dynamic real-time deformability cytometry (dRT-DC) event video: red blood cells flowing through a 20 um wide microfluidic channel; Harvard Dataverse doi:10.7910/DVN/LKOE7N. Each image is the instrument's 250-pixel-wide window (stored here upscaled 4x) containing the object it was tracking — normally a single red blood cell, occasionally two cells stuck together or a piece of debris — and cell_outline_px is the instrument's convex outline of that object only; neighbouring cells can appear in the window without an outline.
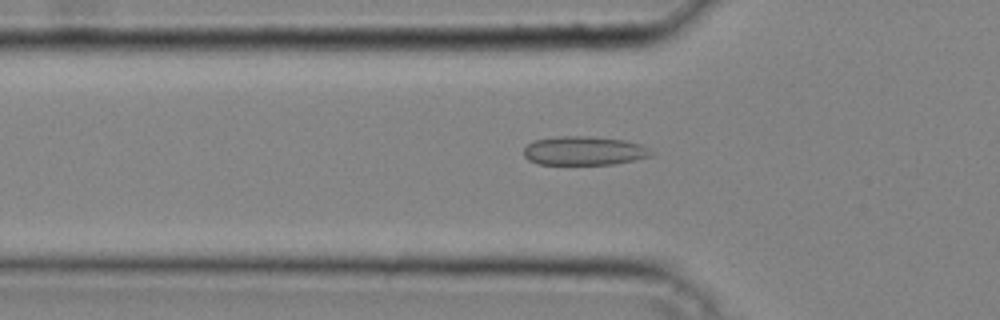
{"species": "common noctule bat (a hibernating species)", "species_latin": "Nyctalus noctula", "temperature_condition": "cold", "stored_images_in_passage": 32, "camera_frame_rate_fps": 3000, "um_per_image_px": 0.085, "animal": {"sex": "male", "body_mass_g": 20.4}, "frame": {"image": 1, "passage_image": 6, "time_ms": 1.667, "image_size_px": [1000, 320], "cell_outline_px": [[656, 152], [652, 156], [612, 164], [536, 164], [528, 160], [524, 156], [524, 144], [532, 140], [560, 136], [588, 136], [624, 140], [640, 144]], "centroid_in_image_um": [49.61, 12.81], "position_along_channel_um": 76.2, "area_um2": 21.62}}
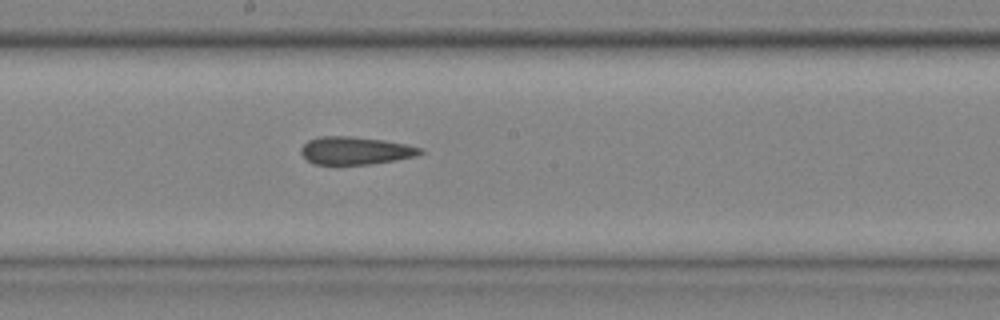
{"frame": {"image": 2, "passage_image": 15, "time_ms": 4.667, "image_size_px": [1000, 320], "cell_outline_px": [[424, 152], [416, 156], [396, 160], [372, 164], [312, 164], [300, 152], [300, 148], [308, 140], [320, 136], [352, 136], [384, 140], [408, 144], [424, 148]], "centroid_in_image_um": [30.24, 12.79], "position_along_channel_um": 218.0, "area_um2": 19.48}}
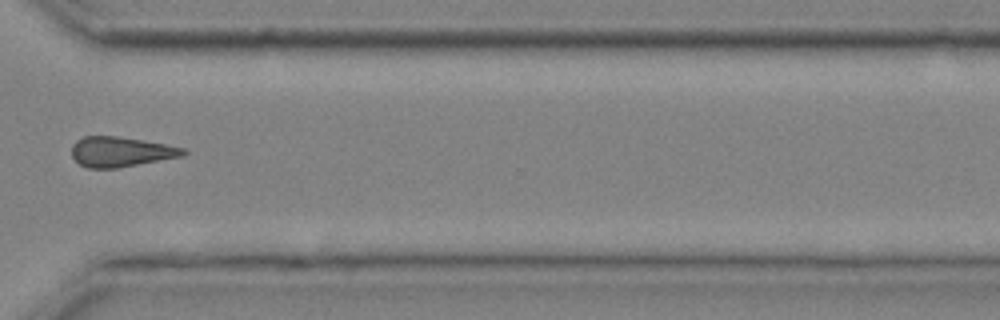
{"frame": {"image": 3, "passage_image": 24, "time_ms": 7.667, "image_size_px": [1000, 320], "cell_outline_px": [[188, 152], [184, 156], [116, 168], [88, 168], [80, 164], [72, 156], [72, 144], [76, 140], [84, 136], [116, 136], [164, 144], [184, 148]], "centroid_in_image_um": [10.26, 12.9], "position_along_channel_um": 360.3, "area_um2": 19.36}}